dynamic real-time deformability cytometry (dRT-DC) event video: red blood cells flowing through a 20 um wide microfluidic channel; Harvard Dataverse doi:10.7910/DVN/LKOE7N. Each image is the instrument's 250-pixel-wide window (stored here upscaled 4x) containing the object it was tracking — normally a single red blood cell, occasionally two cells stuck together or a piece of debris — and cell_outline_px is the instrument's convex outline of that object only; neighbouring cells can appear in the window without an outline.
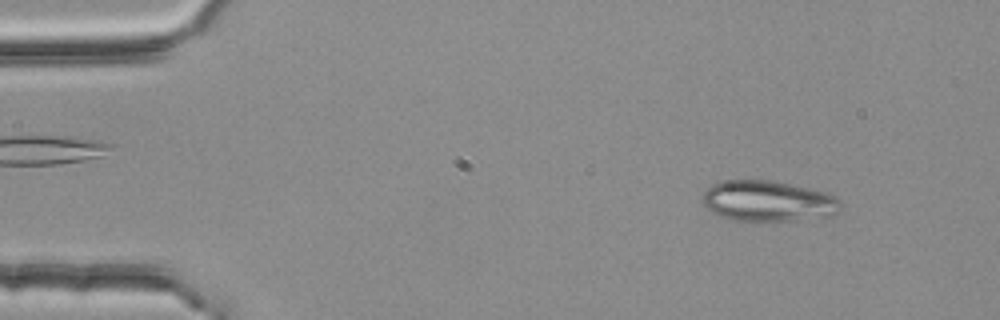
{"species": "common noctule bat (a hibernating species)", "species_latin": "Nyctalus noctula", "temperature_condition": "room temperature", "stored_images_in_passage": 53, "camera_frame_rate_fps": 3000, "um_per_image_px": 0.085, "animal": {"sex": "female", "body_mass_g": 25.1}, "frame": {"image": 1, "passage_image": 5, "time_ms": 1.333, "image_size_px": [1000, 320], "cell_outline_px": [[840, 212], [832, 216], [796, 220], [736, 220], [720, 216], [708, 212], [700, 200], [704, 192], [712, 184], [728, 180], [776, 180], [828, 192], [836, 196], [840, 200]], "centroid_in_image_um": [65.3, 17.08], "position_along_channel_um": 19.7, "area_um2": 33.29}}
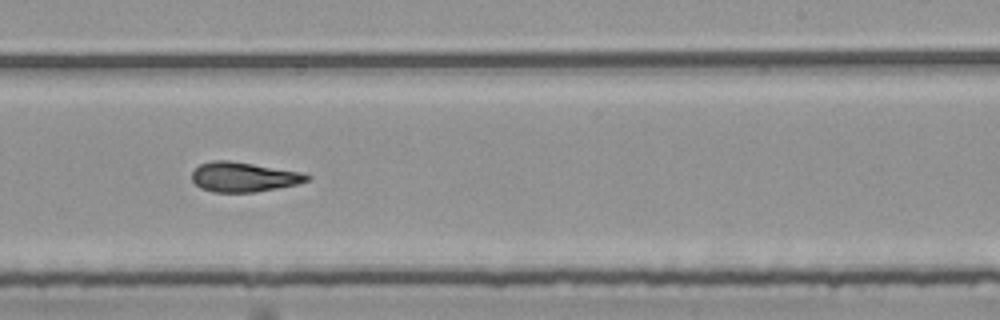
{"frame": {"image": 2, "passage_image": 32, "time_ms": 10.333, "image_size_px": [1000, 320], "cell_outline_px": [[312, 176], [308, 180], [296, 184], [256, 192], [212, 192], [200, 188], [192, 180], [192, 172], [200, 164], [212, 160], [228, 160], [300, 172]], "centroid_in_image_um": [20.67, 15.05], "position_along_channel_um": 268.3, "area_um2": 19.71}}
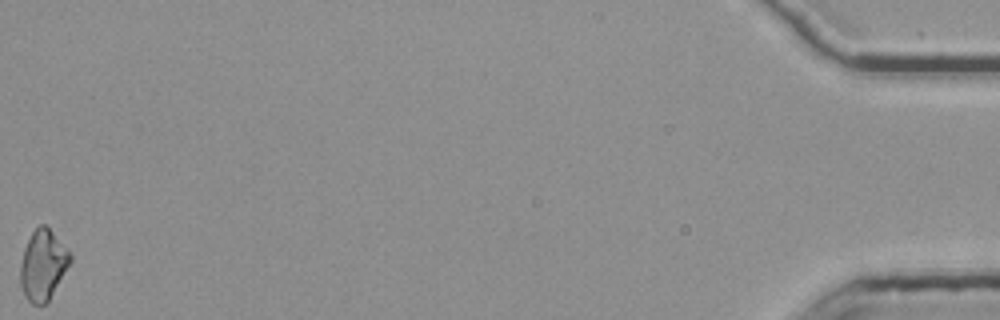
{"frame": {"image": 3, "passage_image": 53, "time_ms": 17.333, "image_size_px": [1000, 320], "cell_outline_px": [[72, 260], [48, 304], [32, 304], [24, 296], [20, 284], [20, 264], [24, 248], [32, 232], [40, 224], [44, 224], [52, 232], [72, 256]], "centroid_in_image_um": [3.64, 22.58], "position_along_channel_um": 431.6, "area_um2": 20.4}, "authors_computed_cell_mechanics": {"area_um2": 20.23, "velocity_mm_per_s": 3.7933, "shape_relaxation_time_tau1_ms": null, "shape_relaxation_time_tau2_ms": 3.2988, "deformation_change_tau1": null, "deformation_change_tau2": 0.114}}